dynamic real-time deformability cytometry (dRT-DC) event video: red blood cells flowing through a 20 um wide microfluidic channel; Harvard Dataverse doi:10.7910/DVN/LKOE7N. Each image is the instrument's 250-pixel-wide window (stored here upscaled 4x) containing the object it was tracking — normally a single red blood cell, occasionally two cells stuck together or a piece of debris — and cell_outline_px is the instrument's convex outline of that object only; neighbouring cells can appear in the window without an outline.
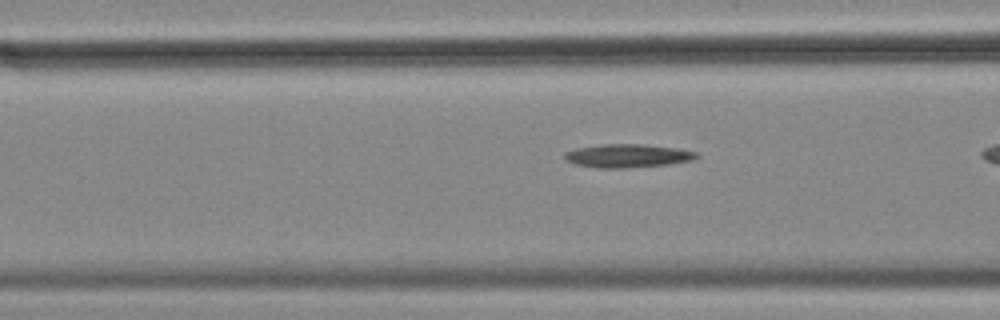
{"species": "common noctule bat (a hibernating species)", "species_latin": "Nyctalus noctula", "temperature_condition": "cold", "stored_images_in_passage": 19, "camera_frame_rate_fps": 3000, "um_per_image_px": 0.085, "animal": {"sex": "female", "body_mass_g": 18.4}, "frame": {"image": 1, "passage_image": 9, "time_ms": 2.667, "image_size_px": [1000, 320], "cell_outline_px": [[700, 156], [692, 160], [668, 164], [628, 168], [596, 168], [576, 164], [564, 160], [564, 152], [576, 148], [604, 144], [644, 144], [676, 148], [696, 152]], "centroid_in_image_um": [53.32, 13.24], "position_along_channel_um": 113.3, "area_um2": 18.03}}